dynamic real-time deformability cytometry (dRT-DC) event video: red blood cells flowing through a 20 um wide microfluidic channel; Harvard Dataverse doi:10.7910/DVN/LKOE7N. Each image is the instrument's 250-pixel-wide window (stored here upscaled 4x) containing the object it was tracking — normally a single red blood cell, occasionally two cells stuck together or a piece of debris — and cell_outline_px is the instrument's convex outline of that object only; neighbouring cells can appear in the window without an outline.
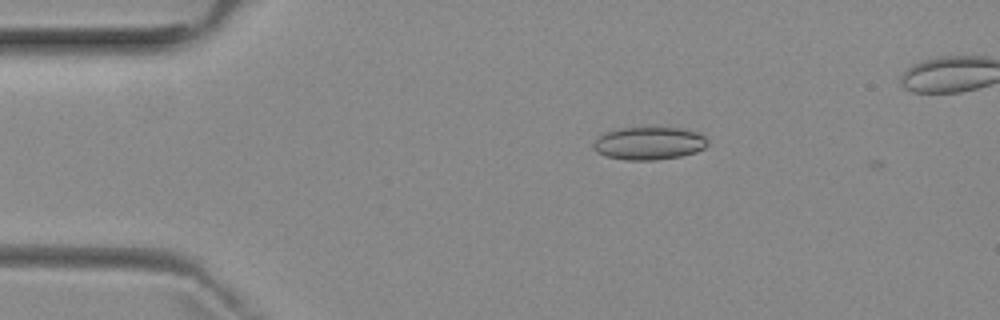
{"species": "common noctule bat (a hibernating species)", "species_latin": "Nyctalus noctula", "temperature_condition": "room temperature", "stored_images_in_passage": 4, "camera_frame_rate_fps": 3000, "um_per_image_px": 0.085, "animal": {"sex": "female", "body_mass_g": 29.2, "forearm_length_mm": 56.3}, "frame": {"image": 1, "passage_image": 2, "time_ms": 2.333, "image_size_px": [1000, 320], "cell_outline_px": [[708, 144], [704, 148], [696, 152], [680, 156], [656, 160], [628, 160], [604, 156], [596, 152], [592, 148], [592, 144], [596, 136], [604, 132], [620, 128], [684, 128], [700, 132], [708, 140]], "centroid_in_image_um": [55.14, 12.18], "position_along_channel_um": 29.9, "area_um2": 22.2}}